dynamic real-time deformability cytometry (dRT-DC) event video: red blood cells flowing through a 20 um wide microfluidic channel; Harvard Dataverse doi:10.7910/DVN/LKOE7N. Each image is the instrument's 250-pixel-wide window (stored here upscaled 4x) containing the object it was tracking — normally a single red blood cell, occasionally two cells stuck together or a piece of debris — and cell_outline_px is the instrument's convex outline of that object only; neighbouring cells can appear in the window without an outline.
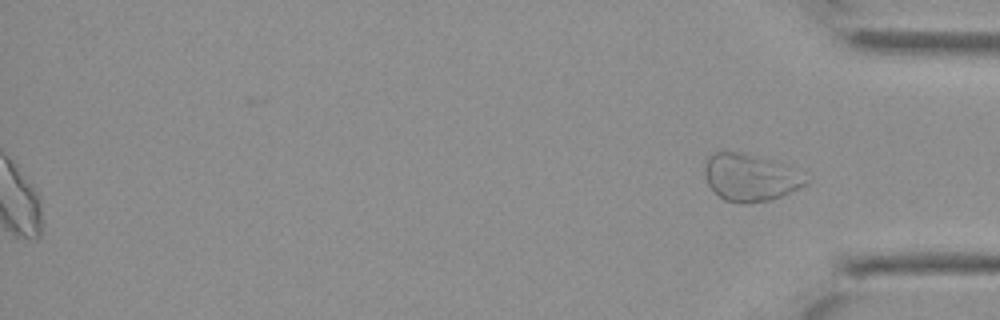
{"species": "Egyptian fruit bat (a non-hibernating species)", "species_latin": "Rousettus aegyptiacus", "temperature_condition": "cold", "stored_images_in_passage": 36, "segment_of_instrument_passage": [2, 2], "camera_frame_rate_fps": 3000, "um_per_image_px": 0.085, "animal": {"sex": "female"}, "frame": {"image": 1, "passage_image": 36, "time_ms": 11.667, "image_size_px": [1000, 320], "cell_outline_px": [[812, 180], [808, 184], [780, 196], [768, 200], [748, 204], [744, 204], [724, 200], [708, 184], [704, 172], [704, 160], [708, 156], [716, 152], [740, 152], [788, 164]], "centroid_in_image_um": [63.8, 15.07], "position_along_channel_um": 371.4, "area_um2": 28.03}}